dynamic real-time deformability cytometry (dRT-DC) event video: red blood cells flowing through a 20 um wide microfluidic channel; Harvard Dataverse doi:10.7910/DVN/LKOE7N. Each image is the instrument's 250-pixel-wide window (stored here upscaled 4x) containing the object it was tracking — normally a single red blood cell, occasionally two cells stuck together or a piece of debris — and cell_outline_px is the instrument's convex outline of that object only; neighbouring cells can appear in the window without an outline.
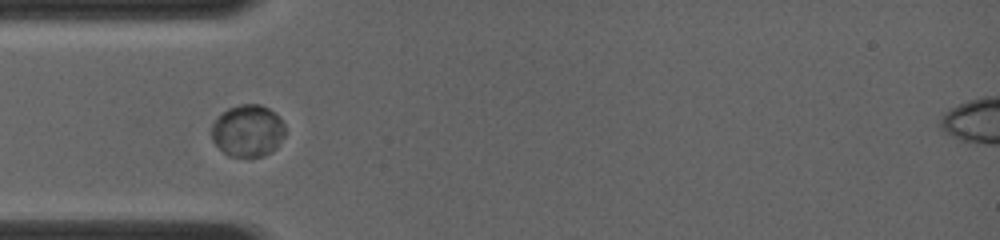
{"species": "common noctule bat (a hibernating species)", "species_latin": "Nyctalus noctula", "temperature_condition": "room temperature", "stored_images_in_passage": 34, "segment_of_instrument_passage": [1, 2], "camera_frame_rate_fps": 4000, "um_per_image_px": 0.085, "animal": {"sex": "female", "body_mass_g": 19.0, "forearm_length_mm": 56.7}, "frame": {"image": 1, "passage_image": 10, "time_ms": 4.5, "image_size_px": [1000, 240], "cell_outline_px": [[284, 136], [276, 148], [272, 152], [260, 156], [228, 156], [212, 140], [212, 124], [228, 108], [240, 104], [260, 104], [268, 108], [284, 124]], "centroid_in_image_um": [21.06, 11.12], "position_along_channel_um": 63.9, "area_um2": 21.91}}
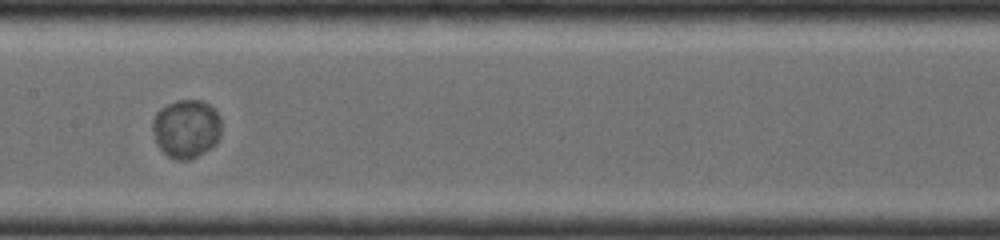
{"frame": {"image": 2, "passage_image": 17, "time_ms": 7.5, "image_size_px": [1000, 240], "cell_outline_px": [[220, 136], [216, 144], [204, 152], [188, 160], [176, 160], [168, 156], [156, 144], [152, 128], [152, 120], [156, 112], [160, 108], [176, 100], [200, 100], [208, 104], [220, 116]], "centroid_in_image_um": [15.81, 10.94], "position_along_channel_um": 191.6, "area_um2": 23.52}}
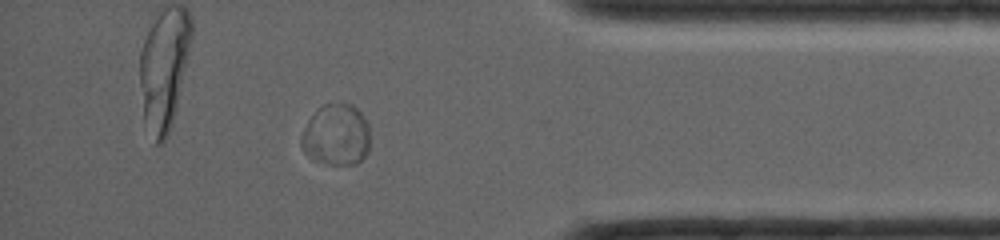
{"frame": {"image": 3, "passage_image": 28, "time_ms": 12.75, "image_size_px": [1000, 240], "cell_outline_px": [[368, 152], [356, 164], [328, 164], [312, 160], [308, 156], [300, 144], [300, 140], [304, 128], [308, 120], [316, 108], [324, 104], [352, 104], [360, 112], [368, 124]], "centroid_in_image_um": [28.55, 11.47], "position_along_channel_um": 406.7, "area_um2": 24.57}}